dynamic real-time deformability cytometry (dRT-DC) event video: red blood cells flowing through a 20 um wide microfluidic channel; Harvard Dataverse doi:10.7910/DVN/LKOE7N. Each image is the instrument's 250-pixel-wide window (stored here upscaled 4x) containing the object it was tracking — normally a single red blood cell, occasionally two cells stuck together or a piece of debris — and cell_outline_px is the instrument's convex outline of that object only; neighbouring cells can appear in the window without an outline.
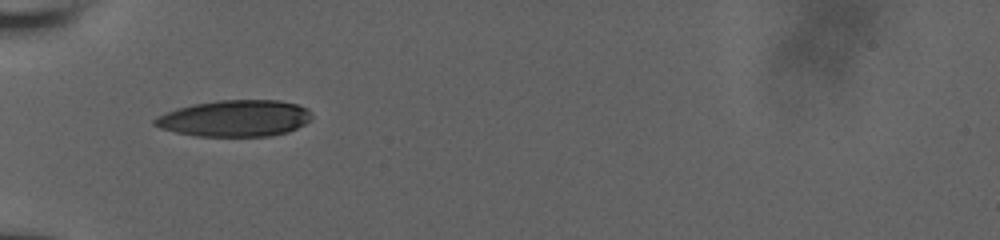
{"species": "human", "species_latin": "Homo sapiens", "temperature_condition": "room temperature", "stored_images_in_passage": 52, "camera_frame_rate_fps": 3000, "um_per_image_px": 0.085, "donor": {"sex": "male"}, "frame": {"image": 1, "passage_image": 1, "time_ms": 0.0, "image_size_px": [1000, 240], "cell_outline_px": [[312, 116], [304, 124], [288, 132], [272, 136], [196, 136], [176, 132], [160, 128], [152, 124], [152, 120], [168, 112], [180, 108], [196, 104], [216, 100], [280, 100], [296, 104], [308, 108], [312, 112]], "centroid_in_image_um": [20.01, 10.06], "position_along_channel_um": 65.0, "area_um2": 33.23}}
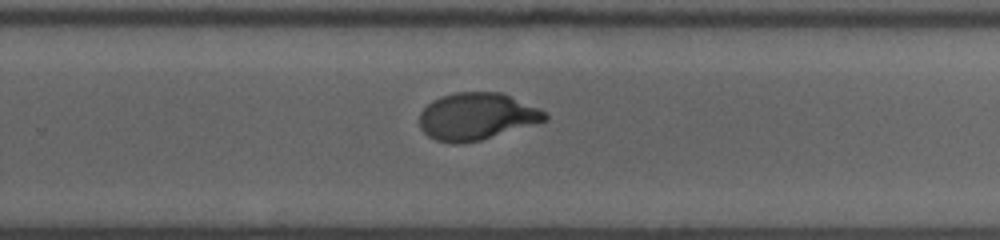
{"frame": {"image": 2, "passage_image": 32, "time_ms": 6.0, "image_size_px": [1000, 240], "cell_outline_px": [[548, 120], [480, 140], [456, 144], [452, 144], [436, 140], [428, 136], [420, 128], [420, 112], [432, 100], [456, 92], [500, 92], [540, 108], [548, 116]], "centroid_in_image_um": [40.51, 9.9], "position_along_channel_um": 289.3, "area_um2": 34.22}}
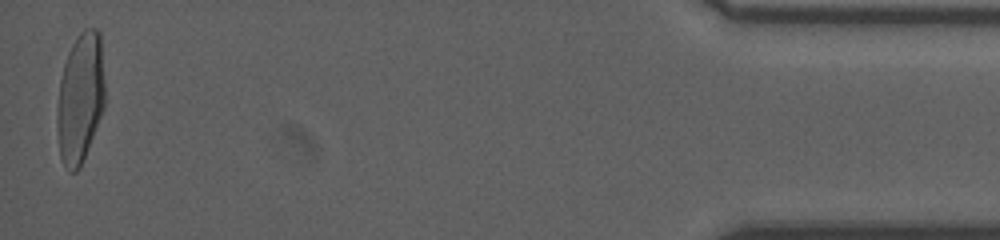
{"frame": {"image": 3, "passage_image": 52, "time_ms": 11.667, "image_size_px": [1000, 240], "cell_outline_px": [[104, 108], [80, 168], [76, 172], [68, 172], [60, 156], [60, 80], [64, 64], [68, 52], [72, 44], [80, 32], [84, 28], [96, 28], [100, 32], [104, 80]], "centroid_in_image_um": [6.88, 8.27], "position_along_channel_um": 428.3, "area_um2": 35.14}, "authors_computed_cell_mechanics": {"area_um2": 34.7956, "velocity_mm_per_s": 3.8612, "shape_relaxation_time_tau1_ms": 4.6215, "shape_relaxation_time_tau2_ms": 0.7926, "deformation_change_tau1": 0.2166, "deformation_change_tau2": 0.0564}}